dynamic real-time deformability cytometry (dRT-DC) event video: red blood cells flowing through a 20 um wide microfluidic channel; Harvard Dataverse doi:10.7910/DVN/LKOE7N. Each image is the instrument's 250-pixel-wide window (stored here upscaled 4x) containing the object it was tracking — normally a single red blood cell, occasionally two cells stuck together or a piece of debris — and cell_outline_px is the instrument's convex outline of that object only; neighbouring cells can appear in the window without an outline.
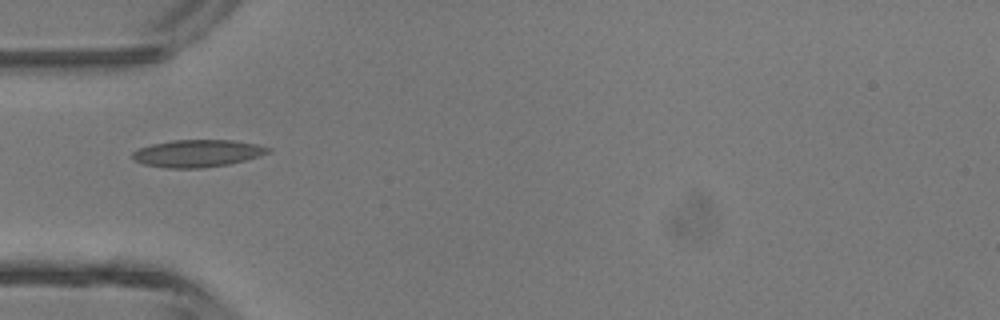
{"species": "common noctule bat (a hibernating species)", "species_latin": "Nyctalus noctula", "temperature_condition": "room temperature", "stored_images_in_passage": 2, "camera_frame_rate_fps": 3000, "um_per_image_px": 0.085, "animal": {"sex": "male", "body_mass_g": 13.3}, "frame": {"image": 1, "passage_image": 1, "time_ms": 0.0, "image_size_px": [1000, 320], "cell_outline_px": [[272, 152], [260, 156], [228, 164], [200, 168], [164, 168], [144, 164], [136, 160], [132, 156], [132, 152], [140, 148], [152, 144], [172, 140], [236, 140], [256, 144], [272, 148]], "centroid_in_image_um": [16.82, 13.03], "position_along_channel_um": 68.2, "area_um2": 21.56}}
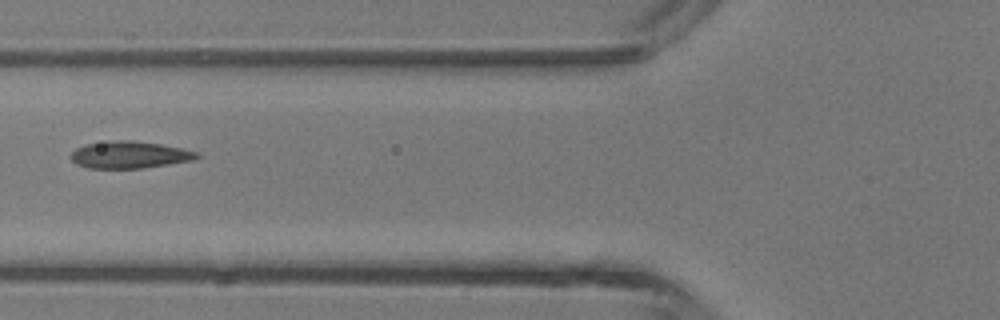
{"frame": {"image": 2, "passage_image": 2, "time_ms": 1.0, "image_size_px": [1000, 320], "cell_outline_px": [[200, 156], [196, 160], [144, 168], [88, 168], [76, 164], [68, 156], [76, 148], [88, 144], [108, 140], [132, 140], [160, 144], [200, 152]], "centroid_in_image_um": [11.03, 13.16], "position_along_channel_um": 114.8, "area_um2": 20.06}}